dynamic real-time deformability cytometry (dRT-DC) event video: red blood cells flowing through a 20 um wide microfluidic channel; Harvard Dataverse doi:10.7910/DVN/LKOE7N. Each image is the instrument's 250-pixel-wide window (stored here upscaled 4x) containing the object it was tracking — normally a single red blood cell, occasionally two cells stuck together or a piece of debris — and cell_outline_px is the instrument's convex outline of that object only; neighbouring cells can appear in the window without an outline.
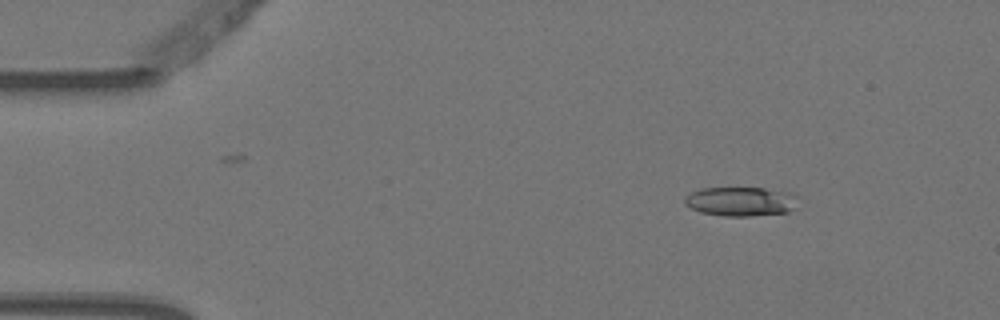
{"species": "Egyptian fruit bat (a non-hibernating species)", "species_latin": "Rousettus aegyptiacus", "temperature_condition": "warm", "stored_images_in_passage": 3, "camera_frame_rate_fps": 3000, "um_per_image_px": 0.085, "animal": {"sex": "female"}, "frame": {"image": 1, "passage_image": 1, "time_ms": 0.0, "image_size_px": [1000, 320], "cell_outline_px": [[800, 196], [792, 208], [788, 212], [752, 216], [724, 216], [700, 212], [684, 204], [684, 196], [700, 188], [764, 188], [792, 192]], "centroid_in_image_um": [62.97, 17.11], "position_along_channel_um": 22.0, "area_um2": 19.48}}